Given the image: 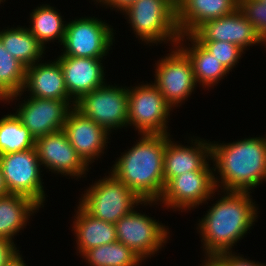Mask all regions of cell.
<instances>
[{
    "label": "cell",
    "instance_id": "6da1fadb",
    "mask_svg": "<svg viewBox=\"0 0 266 266\" xmlns=\"http://www.w3.org/2000/svg\"><path fill=\"white\" fill-rule=\"evenodd\" d=\"M223 192L224 196L199 220L197 229L200 230L205 256L232 252L236 242L247 234L258 218V208L250 192Z\"/></svg>",
    "mask_w": 266,
    "mask_h": 266
},
{
    "label": "cell",
    "instance_id": "7a4b0ae2",
    "mask_svg": "<svg viewBox=\"0 0 266 266\" xmlns=\"http://www.w3.org/2000/svg\"><path fill=\"white\" fill-rule=\"evenodd\" d=\"M141 138L115 161L110 172L143 201H158L163 194L166 134Z\"/></svg>",
    "mask_w": 266,
    "mask_h": 266
},
{
    "label": "cell",
    "instance_id": "3957f363",
    "mask_svg": "<svg viewBox=\"0 0 266 266\" xmlns=\"http://www.w3.org/2000/svg\"><path fill=\"white\" fill-rule=\"evenodd\" d=\"M211 160L220 175L219 179L214 175L217 190L251 192L266 181V136L226 144L211 142Z\"/></svg>",
    "mask_w": 266,
    "mask_h": 266
},
{
    "label": "cell",
    "instance_id": "277c9868",
    "mask_svg": "<svg viewBox=\"0 0 266 266\" xmlns=\"http://www.w3.org/2000/svg\"><path fill=\"white\" fill-rule=\"evenodd\" d=\"M124 14L139 40L146 44L170 41L172 47L177 45L181 34L176 0H136Z\"/></svg>",
    "mask_w": 266,
    "mask_h": 266
},
{
    "label": "cell",
    "instance_id": "5b68a950",
    "mask_svg": "<svg viewBox=\"0 0 266 266\" xmlns=\"http://www.w3.org/2000/svg\"><path fill=\"white\" fill-rule=\"evenodd\" d=\"M90 187V188H89ZM81 197L79 204L93 217L115 224L140 204H157L143 201L111 172L103 179L95 181Z\"/></svg>",
    "mask_w": 266,
    "mask_h": 266
},
{
    "label": "cell",
    "instance_id": "8992f818",
    "mask_svg": "<svg viewBox=\"0 0 266 266\" xmlns=\"http://www.w3.org/2000/svg\"><path fill=\"white\" fill-rule=\"evenodd\" d=\"M74 108L111 133L128 126V88L105 83L80 97Z\"/></svg>",
    "mask_w": 266,
    "mask_h": 266
},
{
    "label": "cell",
    "instance_id": "52a82bcc",
    "mask_svg": "<svg viewBox=\"0 0 266 266\" xmlns=\"http://www.w3.org/2000/svg\"><path fill=\"white\" fill-rule=\"evenodd\" d=\"M171 109L153 83L128 89V125H134L140 134H169Z\"/></svg>",
    "mask_w": 266,
    "mask_h": 266
},
{
    "label": "cell",
    "instance_id": "ba28073f",
    "mask_svg": "<svg viewBox=\"0 0 266 266\" xmlns=\"http://www.w3.org/2000/svg\"><path fill=\"white\" fill-rule=\"evenodd\" d=\"M111 25L95 17H82L66 23L64 51L59 56L103 58L113 45Z\"/></svg>",
    "mask_w": 266,
    "mask_h": 266
},
{
    "label": "cell",
    "instance_id": "9c48e42d",
    "mask_svg": "<svg viewBox=\"0 0 266 266\" xmlns=\"http://www.w3.org/2000/svg\"><path fill=\"white\" fill-rule=\"evenodd\" d=\"M0 166L9 193L27 196L40 207L44 206L41 163L35 148L0 154Z\"/></svg>",
    "mask_w": 266,
    "mask_h": 266
},
{
    "label": "cell",
    "instance_id": "30bf717a",
    "mask_svg": "<svg viewBox=\"0 0 266 266\" xmlns=\"http://www.w3.org/2000/svg\"><path fill=\"white\" fill-rule=\"evenodd\" d=\"M156 66L153 84L171 108L181 105L198 85L190 58L178 45H174L171 52L161 58Z\"/></svg>",
    "mask_w": 266,
    "mask_h": 266
},
{
    "label": "cell",
    "instance_id": "8fae6325",
    "mask_svg": "<svg viewBox=\"0 0 266 266\" xmlns=\"http://www.w3.org/2000/svg\"><path fill=\"white\" fill-rule=\"evenodd\" d=\"M167 227L135 209L115 223L117 241L130 248L142 261L157 254L167 242Z\"/></svg>",
    "mask_w": 266,
    "mask_h": 266
},
{
    "label": "cell",
    "instance_id": "7c38bea8",
    "mask_svg": "<svg viewBox=\"0 0 266 266\" xmlns=\"http://www.w3.org/2000/svg\"><path fill=\"white\" fill-rule=\"evenodd\" d=\"M213 170L207 163L199 171H186L185 174L172 178L165 185L158 202H162L167 209L170 207L185 212L207 202L217 191Z\"/></svg>",
    "mask_w": 266,
    "mask_h": 266
},
{
    "label": "cell",
    "instance_id": "4fadbf2b",
    "mask_svg": "<svg viewBox=\"0 0 266 266\" xmlns=\"http://www.w3.org/2000/svg\"><path fill=\"white\" fill-rule=\"evenodd\" d=\"M24 99L14 113L36 139L62 130L69 111L74 107L72 99Z\"/></svg>",
    "mask_w": 266,
    "mask_h": 266
},
{
    "label": "cell",
    "instance_id": "5bb4252c",
    "mask_svg": "<svg viewBox=\"0 0 266 266\" xmlns=\"http://www.w3.org/2000/svg\"><path fill=\"white\" fill-rule=\"evenodd\" d=\"M35 149L41 165L53 173L81 178L89 170L63 129L36 139Z\"/></svg>",
    "mask_w": 266,
    "mask_h": 266
},
{
    "label": "cell",
    "instance_id": "9a60e30c",
    "mask_svg": "<svg viewBox=\"0 0 266 266\" xmlns=\"http://www.w3.org/2000/svg\"><path fill=\"white\" fill-rule=\"evenodd\" d=\"M197 41H226L246 50L264 42L239 9L201 24L192 34Z\"/></svg>",
    "mask_w": 266,
    "mask_h": 266
},
{
    "label": "cell",
    "instance_id": "2e32d148",
    "mask_svg": "<svg viewBox=\"0 0 266 266\" xmlns=\"http://www.w3.org/2000/svg\"><path fill=\"white\" fill-rule=\"evenodd\" d=\"M63 130L77 154L88 166L104 153L105 146L109 143L110 133L74 107L67 115Z\"/></svg>",
    "mask_w": 266,
    "mask_h": 266
},
{
    "label": "cell",
    "instance_id": "e0dca14e",
    "mask_svg": "<svg viewBox=\"0 0 266 266\" xmlns=\"http://www.w3.org/2000/svg\"><path fill=\"white\" fill-rule=\"evenodd\" d=\"M103 58L58 56L69 97H80L105 84Z\"/></svg>",
    "mask_w": 266,
    "mask_h": 266
},
{
    "label": "cell",
    "instance_id": "ac0fdd59",
    "mask_svg": "<svg viewBox=\"0 0 266 266\" xmlns=\"http://www.w3.org/2000/svg\"><path fill=\"white\" fill-rule=\"evenodd\" d=\"M195 141V142H193ZM193 146H183L171 140L166 134L164 153V183L186 171H199L211 160V142L204 139H192ZM210 157V158H209ZM208 160V161H207Z\"/></svg>",
    "mask_w": 266,
    "mask_h": 266
},
{
    "label": "cell",
    "instance_id": "d6986e66",
    "mask_svg": "<svg viewBox=\"0 0 266 266\" xmlns=\"http://www.w3.org/2000/svg\"><path fill=\"white\" fill-rule=\"evenodd\" d=\"M236 9L238 0H176L177 27L181 35L192 34L204 22Z\"/></svg>",
    "mask_w": 266,
    "mask_h": 266
},
{
    "label": "cell",
    "instance_id": "ffe728a7",
    "mask_svg": "<svg viewBox=\"0 0 266 266\" xmlns=\"http://www.w3.org/2000/svg\"><path fill=\"white\" fill-rule=\"evenodd\" d=\"M55 60L47 63L37 62L26 67L22 92L29 91V96L42 99H71L65 86L60 62Z\"/></svg>",
    "mask_w": 266,
    "mask_h": 266
},
{
    "label": "cell",
    "instance_id": "44dd1931",
    "mask_svg": "<svg viewBox=\"0 0 266 266\" xmlns=\"http://www.w3.org/2000/svg\"><path fill=\"white\" fill-rule=\"evenodd\" d=\"M77 208L72 229L80 256L91 248L117 241L115 224L93 217L80 204Z\"/></svg>",
    "mask_w": 266,
    "mask_h": 266
},
{
    "label": "cell",
    "instance_id": "7402d4cb",
    "mask_svg": "<svg viewBox=\"0 0 266 266\" xmlns=\"http://www.w3.org/2000/svg\"><path fill=\"white\" fill-rule=\"evenodd\" d=\"M184 40L185 42L187 40L191 41L192 47L190 45L187 47L183 44ZM177 45L190 58L196 83L202 87L210 88L218 84V81L221 79H224L225 75L227 76L229 74V71L222 63L206 50L191 34L180 35Z\"/></svg>",
    "mask_w": 266,
    "mask_h": 266
},
{
    "label": "cell",
    "instance_id": "603a6c76",
    "mask_svg": "<svg viewBox=\"0 0 266 266\" xmlns=\"http://www.w3.org/2000/svg\"><path fill=\"white\" fill-rule=\"evenodd\" d=\"M39 208L36 202L24 195L10 193L0 196V238L14 241V236Z\"/></svg>",
    "mask_w": 266,
    "mask_h": 266
},
{
    "label": "cell",
    "instance_id": "cb8c5ba5",
    "mask_svg": "<svg viewBox=\"0 0 266 266\" xmlns=\"http://www.w3.org/2000/svg\"><path fill=\"white\" fill-rule=\"evenodd\" d=\"M0 41L9 54L26 67L40 62L46 50L25 26L3 29L0 31Z\"/></svg>",
    "mask_w": 266,
    "mask_h": 266
},
{
    "label": "cell",
    "instance_id": "d4e9b609",
    "mask_svg": "<svg viewBox=\"0 0 266 266\" xmlns=\"http://www.w3.org/2000/svg\"><path fill=\"white\" fill-rule=\"evenodd\" d=\"M30 23L28 30L37 38L39 43L45 48L47 42L59 40L62 45L66 23L62 21V16L54 7L50 5H40L30 14ZM45 44V45H44Z\"/></svg>",
    "mask_w": 266,
    "mask_h": 266
},
{
    "label": "cell",
    "instance_id": "484cf974",
    "mask_svg": "<svg viewBox=\"0 0 266 266\" xmlns=\"http://www.w3.org/2000/svg\"><path fill=\"white\" fill-rule=\"evenodd\" d=\"M26 79V66L14 58L0 41V94L6 102L22 96Z\"/></svg>",
    "mask_w": 266,
    "mask_h": 266
},
{
    "label": "cell",
    "instance_id": "4316f807",
    "mask_svg": "<svg viewBox=\"0 0 266 266\" xmlns=\"http://www.w3.org/2000/svg\"><path fill=\"white\" fill-rule=\"evenodd\" d=\"M82 258L90 266H140L142 262L136 253L118 241L91 248Z\"/></svg>",
    "mask_w": 266,
    "mask_h": 266
},
{
    "label": "cell",
    "instance_id": "83f0119b",
    "mask_svg": "<svg viewBox=\"0 0 266 266\" xmlns=\"http://www.w3.org/2000/svg\"><path fill=\"white\" fill-rule=\"evenodd\" d=\"M35 142V138L14 113L0 119V154L35 148Z\"/></svg>",
    "mask_w": 266,
    "mask_h": 266
},
{
    "label": "cell",
    "instance_id": "f1b7e54d",
    "mask_svg": "<svg viewBox=\"0 0 266 266\" xmlns=\"http://www.w3.org/2000/svg\"><path fill=\"white\" fill-rule=\"evenodd\" d=\"M206 50L219 60L230 71L239 63L242 54L245 53L239 46L226 41H198Z\"/></svg>",
    "mask_w": 266,
    "mask_h": 266
},
{
    "label": "cell",
    "instance_id": "f546056e",
    "mask_svg": "<svg viewBox=\"0 0 266 266\" xmlns=\"http://www.w3.org/2000/svg\"><path fill=\"white\" fill-rule=\"evenodd\" d=\"M238 9L253 24L262 41L266 43V4L260 0H238Z\"/></svg>",
    "mask_w": 266,
    "mask_h": 266
},
{
    "label": "cell",
    "instance_id": "4dcf8cb0",
    "mask_svg": "<svg viewBox=\"0 0 266 266\" xmlns=\"http://www.w3.org/2000/svg\"><path fill=\"white\" fill-rule=\"evenodd\" d=\"M18 252L13 241L0 238V266H4Z\"/></svg>",
    "mask_w": 266,
    "mask_h": 266
},
{
    "label": "cell",
    "instance_id": "1f68e13d",
    "mask_svg": "<svg viewBox=\"0 0 266 266\" xmlns=\"http://www.w3.org/2000/svg\"><path fill=\"white\" fill-rule=\"evenodd\" d=\"M205 262L201 266H230V252L216 256H205Z\"/></svg>",
    "mask_w": 266,
    "mask_h": 266
},
{
    "label": "cell",
    "instance_id": "d6a6232c",
    "mask_svg": "<svg viewBox=\"0 0 266 266\" xmlns=\"http://www.w3.org/2000/svg\"><path fill=\"white\" fill-rule=\"evenodd\" d=\"M96 2L105 5L106 7L115 8V10L124 13L127 11L136 0H95Z\"/></svg>",
    "mask_w": 266,
    "mask_h": 266
},
{
    "label": "cell",
    "instance_id": "836d02e7",
    "mask_svg": "<svg viewBox=\"0 0 266 266\" xmlns=\"http://www.w3.org/2000/svg\"><path fill=\"white\" fill-rule=\"evenodd\" d=\"M230 252V266H266V264L259 263L258 261L255 263L253 260H248L244 257L236 255L237 253Z\"/></svg>",
    "mask_w": 266,
    "mask_h": 266
},
{
    "label": "cell",
    "instance_id": "e575fe53",
    "mask_svg": "<svg viewBox=\"0 0 266 266\" xmlns=\"http://www.w3.org/2000/svg\"><path fill=\"white\" fill-rule=\"evenodd\" d=\"M21 256L22 255H20V253L18 252L4 266H27L26 263H24L25 261Z\"/></svg>",
    "mask_w": 266,
    "mask_h": 266
},
{
    "label": "cell",
    "instance_id": "d590c367",
    "mask_svg": "<svg viewBox=\"0 0 266 266\" xmlns=\"http://www.w3.org/2000/svg\"><path fill=\"white\" fill-rule=\"evenodd\" d=\"M7 194H10V193H9L8 188L6 186L4 176L2 173V169L0 166V196L7 195Z\"/></svg>",
    "mask_w": 266,
    "mask_h": 266
},
{
    "label": "cell",
    "instance_id": "8d00e7d4",
    "mask_svg": "<svg viewBox=\"0 0 266 266\" xmlns=\"http://www.w3.org/2000/svg\"><path fill=\"white\" fill-rule=\"evenodd\" d=\"M0 101H6V99L0 94Z\"/></svg>",
    "mask_w": 266,
    "mask_h": 266
},
{
    "label": "cell",
    "instance_id": "74e56055",
    "mask_svg": "<svg viewBox=\"0 0 266 266\" xmlns=\"http://www.w3.org/2000/svg\"><path fill=\"white\" fill-rule=\"evenodd\" d=\"M261 2H263L264 4H266V0H260Z\"/></svg>",
    "mask_w": 266,
    "mask_h": 266
}]
</instances>
